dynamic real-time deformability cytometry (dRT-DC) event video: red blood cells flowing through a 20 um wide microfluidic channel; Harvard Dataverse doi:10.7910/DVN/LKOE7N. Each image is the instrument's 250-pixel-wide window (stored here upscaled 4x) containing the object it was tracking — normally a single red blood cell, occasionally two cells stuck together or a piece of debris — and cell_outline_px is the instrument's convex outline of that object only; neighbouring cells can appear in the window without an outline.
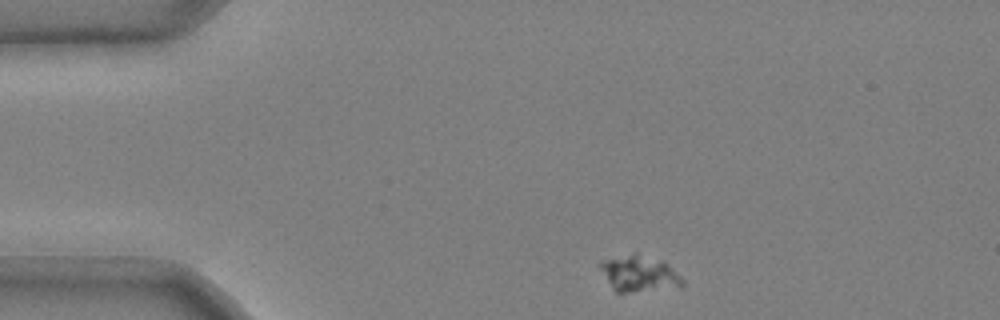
{"species": "common noctule bat (a hibernating species)", "species_latin": "Nyctalus noctula", "temperature_condition": "cold", "stored_images_in_passage": 44, "camera_frame_rate_fps": 3000, "um_per_image_px": 0.085, "animal": {"sex": "male", "body_mass_g": 20.4}, "frame": {"image": 1, "passage_image": 1, "time_ms": 0.0, "image_size_px": [1000, 320], "cell_outline_px": [[684, 284], [680, 288], [628, 292], [616, 292], [612, 288], [596, 264], [600, 260], [636, 252], [668, 264], [684, 280]], "centroid_in_image_um": [54.3, 23.26], "position_along_channel_um": 30.7, "area_um2": 17.57}}
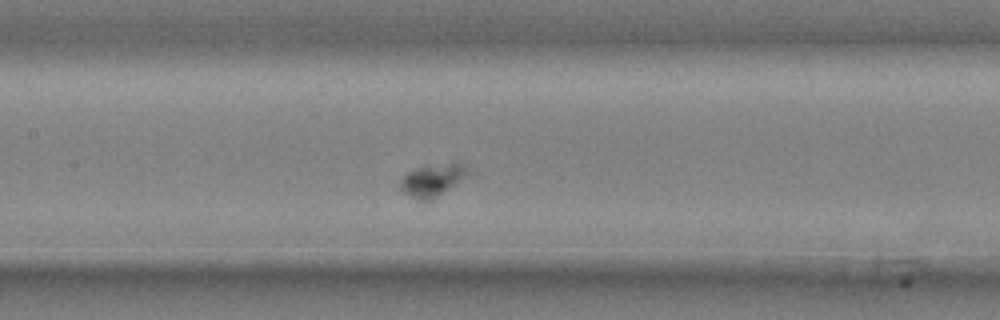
{"frame": {"image": 2, "passage_image": 17, "time_ms": 5.333, "image_size_px": [1000, 320], "cell_outline_px": [[468, 172], [448, 188], [432, 200], [420, 200], [404, 192], [400, 188], [400, 180], [408, 172], [424, 164], [464, 164], [468, 168]], "centroid_in_image_um": [36.68, 15.29], "position_along_channel_um": 170.7, "area_um2": 12.14}}
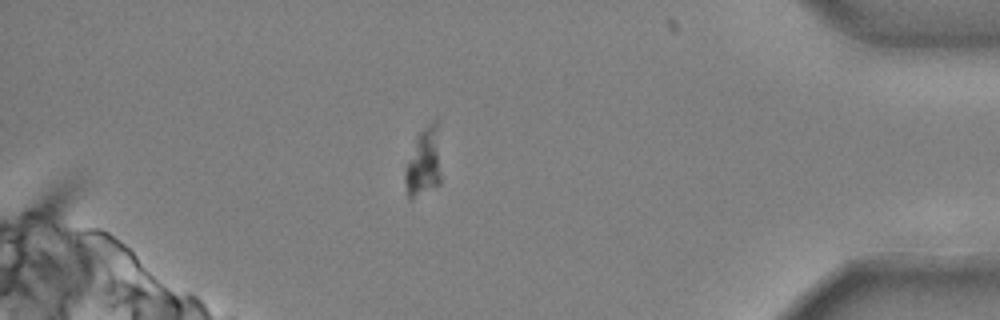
{"frame": {"image": 3, "passage_image": 39, "time_ms": 12.667, "image_size_px": [1000, 320], "cell_outline_px": [[440, 184], [412, 200], [408, 200], [404, 180], [404, 164], [416, 136], [428, 124], [436, 120], [440, 120]], "centroid_in_image_um": [36.01, 13.77], "position_along_channel_um": 399.2, "area_um2": 15.32}}